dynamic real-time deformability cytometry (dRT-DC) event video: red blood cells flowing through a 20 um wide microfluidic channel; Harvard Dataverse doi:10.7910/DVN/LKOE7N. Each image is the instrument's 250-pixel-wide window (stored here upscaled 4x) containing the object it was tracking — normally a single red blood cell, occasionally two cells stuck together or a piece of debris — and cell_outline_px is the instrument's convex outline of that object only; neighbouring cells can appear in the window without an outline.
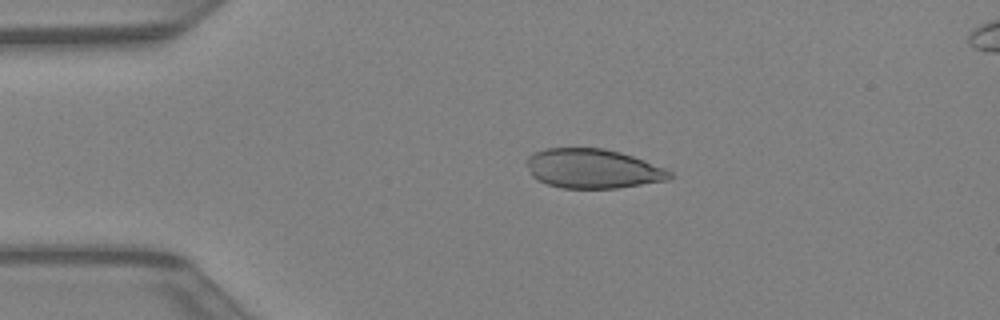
{"species": "Egyptian fruit bat (a non-hibernating species)", "species_latin": "Rousettus aegyptiacus", "temperature_condition": "warm", "stored_images_in_passage": 42, "camera_frame_rate_fps": 3000, "um_per_image_px": 0.085, "animal": {"sex": "female"}, "frame": {"image": 1, "passage_image": 9, "time_ms": 2.667, "image_size_px": [1000, 320], "cell_outline_px": [[672, 176], [668, 180], [616, 188], [564, 188], [548, 184], [536, 180], [532, 176], [524, 164], [528, 156], [544, 148], [604, 148], [620, 152], [644, 160], [664, 168], [672, 172]], "centroid_in_image_um": [50.34, 14.33], "position_along_channel_um": 34.7, "area_um2": 32.89}}
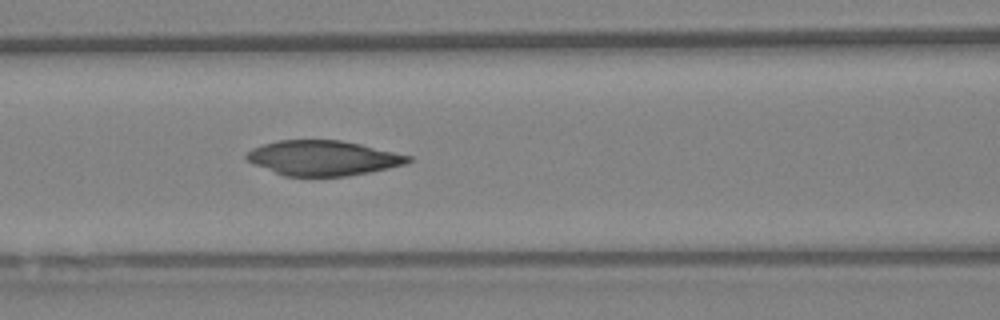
{"frame": {"image": 2, "passage_image": 18, "time_ms": 5.667, "image_size_px": [1000, 320], "cell_outline_px": [[412, 160], [408, 164], [348, 176], [284, 176], [256, 164], [248, 160], [244, 156], [252, 148], [264, 144], [280, 140], [340, 140], [360, 144], [412, 156]], "centroid_in_image_um": [27.5, 13.43], "position_along_channel_um": 139.1, "area_um2": 32.66}}
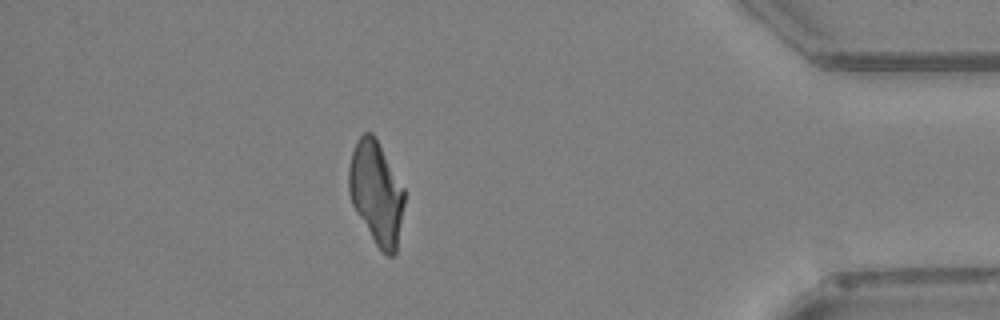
{"frame": {"image": 3, "passage_image": 37, "time_ms": 12.0, "image_size_px": [1000, 320], "cell_outline_px": [[404, 204], [396, 252], [392, 256], [388, 256], [376, 244], [356, 212], [352, 204], [348, 192], [348, 168], [352, 152], [356, 140], [364, 132], [372, 132], [376, 136], [404, 188]], "centroid_in_image_um": [31.97, 16.33], "position_along_channel_um": 403.2, "area_um2": 33.29}}